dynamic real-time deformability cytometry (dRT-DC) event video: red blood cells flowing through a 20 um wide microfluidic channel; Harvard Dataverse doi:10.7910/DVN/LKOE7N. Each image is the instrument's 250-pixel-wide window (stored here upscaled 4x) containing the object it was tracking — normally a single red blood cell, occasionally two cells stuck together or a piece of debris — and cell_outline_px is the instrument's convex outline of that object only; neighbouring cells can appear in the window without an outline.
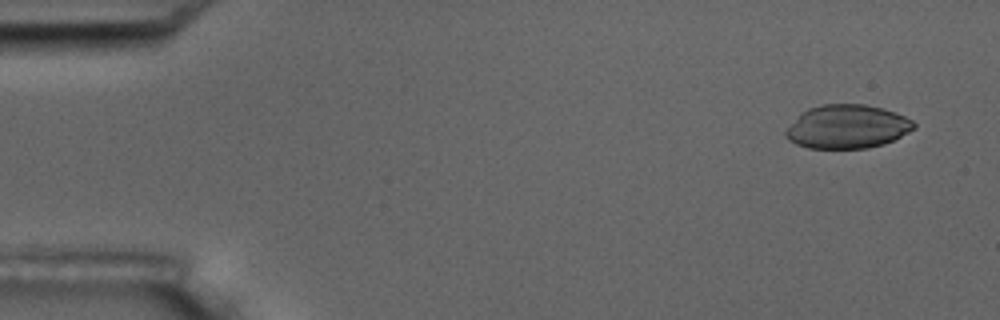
{"species": "common noctule bat (a hibernating species)", "species_latin": "Nyctalus noctula", "temperature_condition": "room temperature", "stored_images_in_passage": 5, "camera_frame_rate_fps": 3000, "um_per_image_px": 0.085, "animal": {"sex": "male", "body_mass_g": 17.5, "forearm_length_mm": 52.3}, "frame": {"image": 1, "passage_image": 1, "time_ms": 0.0, "image_size_px": [1000, 320], "cell_outline_px": [[916, 128], [884, 144], [868, 148], [808, 148], [796, 144], [788, 140], [784, 136], [784, 132], [808, 108], [820, 104], [864, 104], [884, 108], [896, 112], [912, 120], [916, 124]], "centroid_in_image_um": [72.04, 10.76], "position_along_channel_um": 13.0, "area_um2": 32.48}}